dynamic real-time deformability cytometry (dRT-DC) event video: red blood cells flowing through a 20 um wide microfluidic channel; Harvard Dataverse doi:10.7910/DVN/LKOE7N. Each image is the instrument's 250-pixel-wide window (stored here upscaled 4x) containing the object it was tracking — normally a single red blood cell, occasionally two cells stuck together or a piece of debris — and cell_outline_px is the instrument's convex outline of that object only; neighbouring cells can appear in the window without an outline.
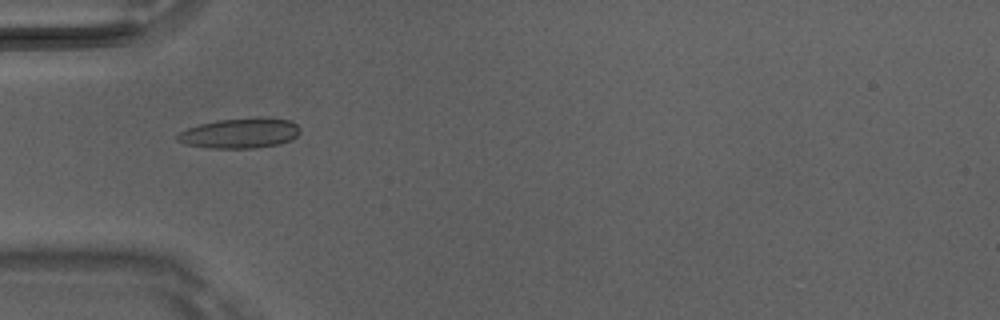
{"species": "Egyptian fruit bat (a non-hibernating species)", "species_latin": "Rousettus aegyptiacus", "temperature_condition": "room temperature", "stored_images_in_passage": 6, "camera_frame_rate_fps": 3000, "um_per_image_px": 0.085, "animal": {"sex": "male"}, "frame": {"image": 1, "passage_image": 3, "time_ms": 0.667, "image_size_px": [1000, 320], "cell_outline_px": [[300, 132], [296, 136], [280, 144], [252, 148], [212, 148], [184, 144], [176, 140], [176, 136], [180, 132], [188, 128], [200, 124], [216, 120], [260, 116], [288, 120], [296, 124], [300, 128]], "centroid_in_image_um": [20.39, 11.3], "position_along_channel_um": 64.6, "area_um2": 21.62}}